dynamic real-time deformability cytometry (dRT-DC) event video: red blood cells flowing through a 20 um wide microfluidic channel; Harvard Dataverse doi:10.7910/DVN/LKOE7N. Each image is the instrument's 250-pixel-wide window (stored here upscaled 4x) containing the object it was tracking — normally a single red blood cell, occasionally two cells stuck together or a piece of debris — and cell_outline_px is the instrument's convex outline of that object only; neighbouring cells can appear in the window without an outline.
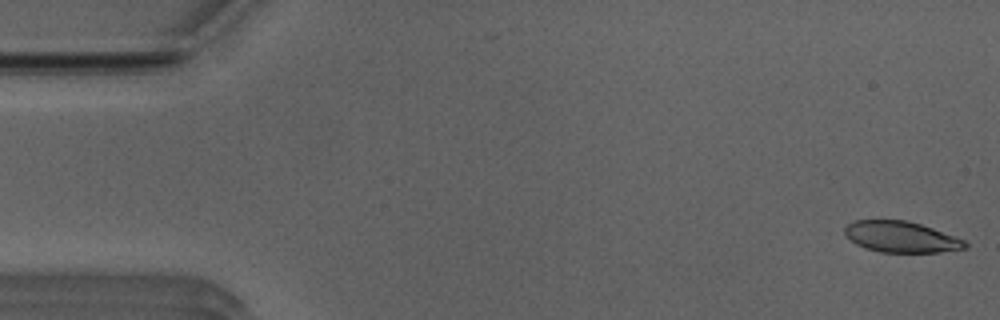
{"species": "Egyptian fruit bat (a non-hibernating species)", "species_latin": "Rousettus aegyptiacus", "temperature_condition": "room temperature", "stored_images_in_passage": 51, "camera_frame_rate_fps": 3000, "um_per_image_px": 0.085, "animal": {"sex": "male"}, "frame": {"image": 1, "passage_image": 1, "time_ms": 0.0, "image_size_px": [1000, 320], "cell_outline_px": [[968, 248], [940, 252], [880, 252], [864, 248], [856, 244], [844, 236], [844, 228], [852, 220], [908, 220], [932, 228], [964, 240], [968, 244]], "centroid_in_image_um": [76.55, 20.13], "position_along_channel_um": 8.4, "area_um2": 21.85}}
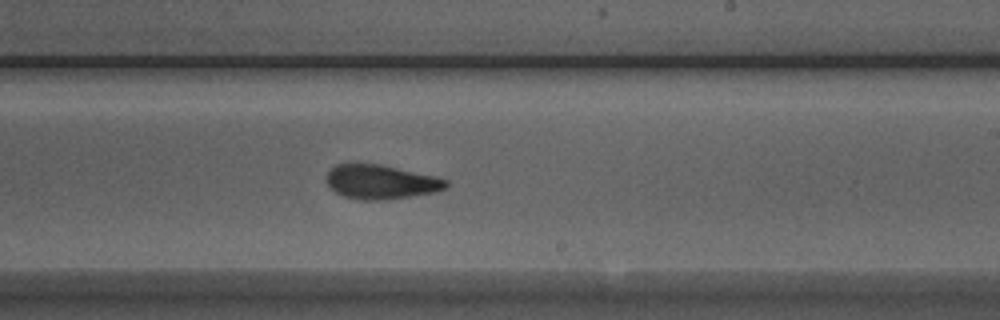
{"frame": {"image": 2, "passage_image": 30, "time_ms": 9.667, "image_size_px": [1000, 320], "cell_outline_px": [[448, 188], [436, 192], [388, 200], [360, 200], [344, 196], [336, 192], [328, 184], [328, 172], [336, 164], [380, 164], [436, 176], [448, 180]], "centroid_in_image_um": [32.44, 15.47], "position_along_channel_um": 256.6, "area_um2": 23.81}}
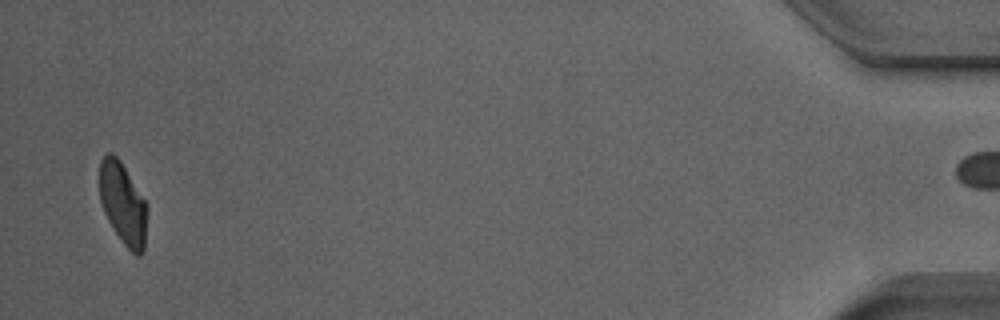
{"frame": {"image": 3, "passage_image": 50, "time_ms": 16.333, "image_size_px": [1000, 320], "cell_outline_px": [[148, 208], [144, 252], [140, 256], [136, 256], [124, 244], [108, 220], [104, 212], [100, 200], [100, 160], [108, 152], [112, 152], [120, 160], [148, 204]], "centroid_in_image_um": [10.48, 17.31], "position_along_channel_um": 424.7, "area_um2": 22.83}, "authors_computed_cell_mechanics": {"area_um2": 23.9292, "velocity_mm_per_s": 3.9316, "shape_relaxation_time_tau1_ms": 4.9474, "shape_relaxation_time_tau2_ms": 1.9755, "deformation_change_tau1": 0.1788, "deformation_change_tau2": 0.0851}}